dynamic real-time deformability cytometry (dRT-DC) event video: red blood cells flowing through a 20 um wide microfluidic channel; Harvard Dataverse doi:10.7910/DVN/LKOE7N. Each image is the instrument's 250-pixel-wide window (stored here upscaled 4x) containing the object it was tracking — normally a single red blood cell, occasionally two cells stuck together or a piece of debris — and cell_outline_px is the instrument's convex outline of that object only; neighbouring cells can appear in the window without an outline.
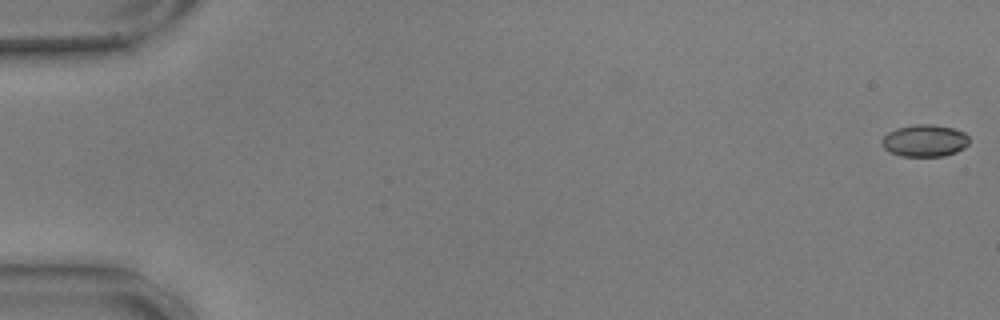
{"species": "common noctule bat (a hibernating species)", "species_latin": "Nyctalus noctula", "temperature_condition": "warm", "stored_images_in_passage": 57, "camera_frame_rate_fps": 3000, "um_per_image_px": 0.085, "animal": {"sex": "male", "body_mass_g": 17.9, "forearm_length_mm": 54.2}, "frame": {"image": 1, "passage_image": 1, "time_ms": 0.0, "image_size_px": [1000, 320], "cell_outline_px": [[968, 144], [964, 148], [956, 152], [944, 156], [900, 156], [888, 152], [880, 144], [880, 140], [888, 132], [896, 128], [916, 124], [932, 124], [952, 128], [964, 132], [968, 136]], "centroid_in_image_um": [78.56, 11.96], "position_along_channel_um": 6.4, "area_um2": 16.47}}
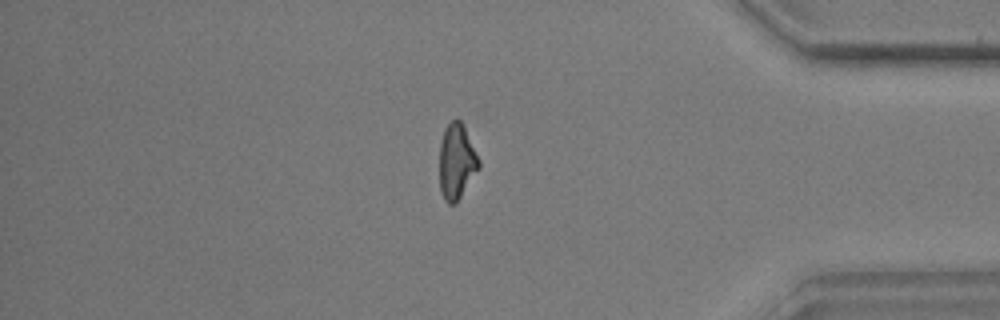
{"frame": {"image": 2, "passage_image": 49, "time_ms": 16.0, "image_size_px": [1000, 320], "cell_outline_px": [[480, 168], [456, 204], [448, 204], [444, 200], [440, 192], [440, 140], [444, 128], [456, 116], [464, 124], [480, 160]], "centroid_in_image_um": [38.82, 13.71], "position_along_channel_um": 396.4, "area_um2": 17.74}}
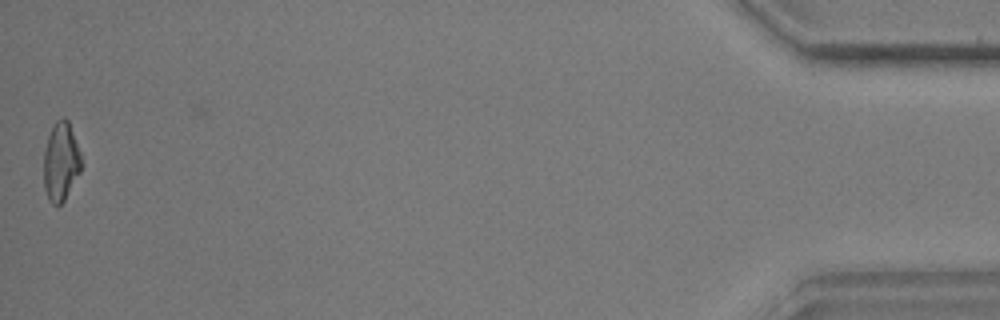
{"frame": {"image": 3, "passage_image": 57, "time_ms": 18.667, "image_size_px": [1000, 320], "cell_outline_px": [[80, 172], [64, 200], [60, 204], [52, 204], [48, 200], [44, 188], [44, 152], [48, 136], [56, 120], [60, 116], [64, 116], [68, 120], [80, 152]], "centroid_in_image_um": [5.16, 13.72], "position_along_channel_um": 430.0, "area_um2": 17.05}, "authors_computed_cell_mechanics": {"area_um2": 17.34, "velocity_mm_per_s": 3.5981, "shape_relaxation_time_tau1_ms": 4.3814, "shape_relaxation_time_tau2_ms": 2.5294, "deformation_change_tau1": 0.1635, "deformation_change_tau2": 0.0942}}